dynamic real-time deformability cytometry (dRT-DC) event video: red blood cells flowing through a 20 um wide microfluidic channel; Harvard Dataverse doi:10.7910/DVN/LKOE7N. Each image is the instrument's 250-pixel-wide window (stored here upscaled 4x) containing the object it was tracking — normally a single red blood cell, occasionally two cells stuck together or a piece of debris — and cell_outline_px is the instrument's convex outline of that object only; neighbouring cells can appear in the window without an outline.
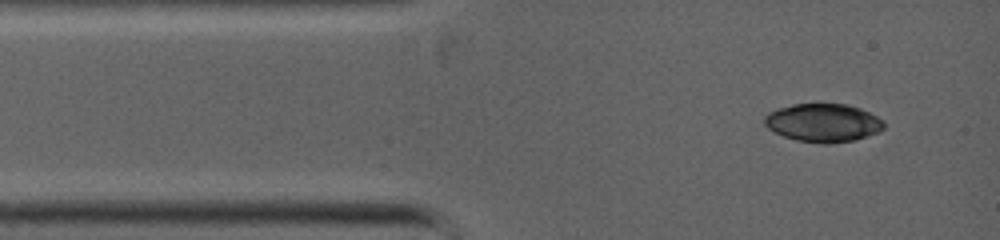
{"species": "common noctule bat (a hibernating species)", "species_latin": "Nyctalus noctula", "temperature_condition": "warm", "stored_images_in_passage": 4, "camera_frame_rate_fps": 5000, "um_per_image_px": 0.085, "animal": {"sex": "female", "body_mass_g": 19.0, "forearm_length_mm": 53.3}, "frame": {"image": 1, "passage_image": 1, "time_ms": 0.0, "image_size_px": [1000, 240], "cell_outline_px": [[884, 128], [880, 132], [868, 136], [852, 140], [828, 144], [820, 144], [796, 140], [784, 136], [768, 128], [764, 124], [764, 116], [768, 112], [776, 108], [792, 104], [848, 104], [860, 108], [876, 116], [884, 124]], "centroid_in_image_um": [69.94, 10.43], "position_along_channel_um": 15.1, "area_um2": 26.7}}